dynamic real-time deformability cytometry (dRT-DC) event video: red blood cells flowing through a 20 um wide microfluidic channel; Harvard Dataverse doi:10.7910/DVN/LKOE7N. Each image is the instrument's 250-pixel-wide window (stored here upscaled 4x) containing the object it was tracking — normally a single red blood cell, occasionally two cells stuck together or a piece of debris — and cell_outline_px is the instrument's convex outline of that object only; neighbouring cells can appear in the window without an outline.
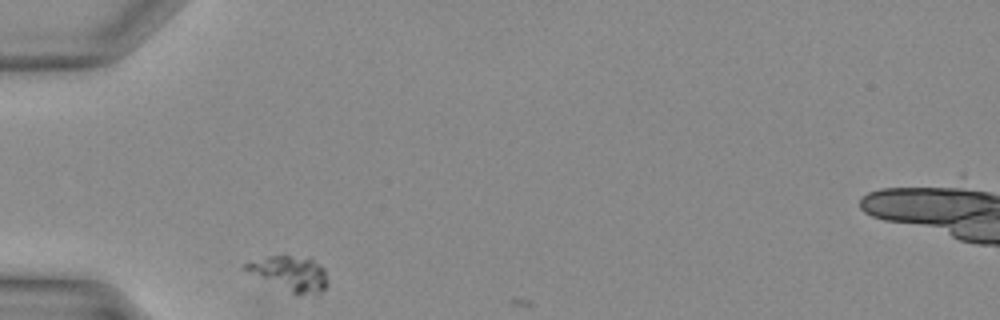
{"species": "Egyptian fruit bat (a non-hibernating species)", "species_latin": "Rousettus aegyptiacus", "temperature_condition": "warm", "stored_images_in_passage": 2, "camera_frame_rate_fps": 3000, "um_per_image_px": 0.085, "animal": {"sex": "female"}, "frame": {"image": 1, "passage_image": 1, "time_ms": 0.0, "image_size_px": [1000, 320], "cell_outline_px": [[328, 284], [324, 288], [316, 292], [292, 292], [244, 268], [244, 264], [268, 256], [288, 256], [312, 260], [320, 264], [324, 268]], "centroid_in_image_um": [24.7, 23.2], "position_along_channel_um": 60.3, "area_um2": 15.14}}